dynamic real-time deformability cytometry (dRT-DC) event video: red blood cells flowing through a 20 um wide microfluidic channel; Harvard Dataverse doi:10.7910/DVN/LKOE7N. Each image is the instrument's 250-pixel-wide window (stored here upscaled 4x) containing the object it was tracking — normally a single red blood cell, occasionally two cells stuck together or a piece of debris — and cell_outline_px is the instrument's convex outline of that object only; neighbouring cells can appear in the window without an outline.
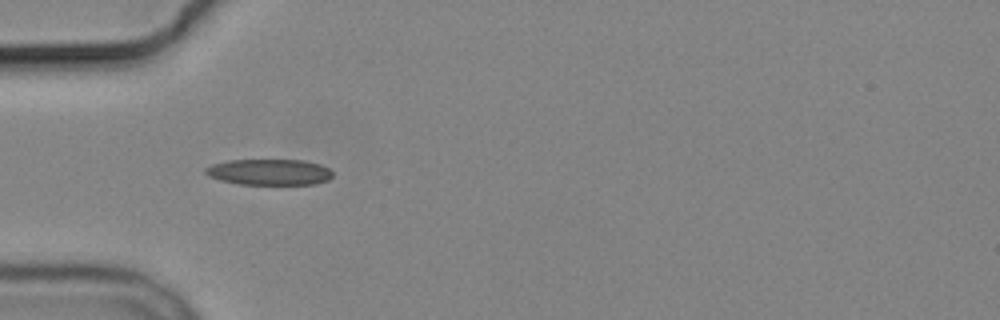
{"species": "common noctule bat (a hibernating species)", "species_latin": "Nyctalus noctula", "temperature_condition": "cold", "stored_images_in_passage": 6, "camera_frame_rate_fps": 3000, "um_per_image_px": 0.085, "animal": {"sex": "male", "body_mass_g": 19.2, "forearm_length_mm": 51.8}, "frame": {"image": 1, "passage_image": 6, "time_ms": 5.667, "image_size_px": [1000, 320], "cell_outline_px": [[332, 176], [328, 180], [316, 184], [240, 184], [220, 180], [208, 176], [204, 172], [204, 168], [212, 164], [228, 160], [304, 160], [320, 164], [328, 168], [332, 172]], "centroid_in_image_um": [22.88, 14.62], "position_along_channel_um": 62.1, "area_um2": 19.31}}